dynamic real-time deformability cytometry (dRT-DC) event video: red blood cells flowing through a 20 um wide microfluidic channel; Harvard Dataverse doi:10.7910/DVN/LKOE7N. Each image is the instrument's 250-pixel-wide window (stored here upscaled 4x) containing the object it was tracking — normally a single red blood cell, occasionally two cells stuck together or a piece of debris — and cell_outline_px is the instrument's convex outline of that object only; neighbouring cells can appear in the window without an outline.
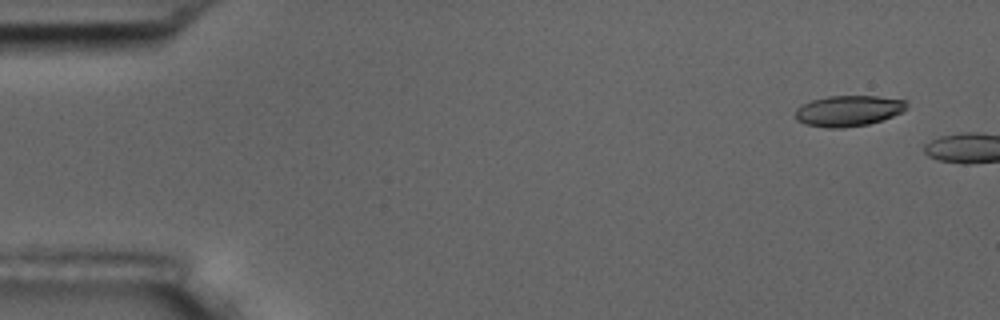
{"species": "common noctule bat (a hibernating species)", "species_latin": "Nyctalus noctula", "temperature_condition": "room temperature", "stored_images_in_passage": 2, "camera_frame_rate_fps": 3000, "um_per_image_px": 0.085, "animal": {"sex": "male", "body_mass_g": 17.5, "forearm_length_mm": 52.3}, "frame": {"image": 1, "passage_image": 1, "time_ms": 0.0, "image_size_px": [1000, 320], "cell_outline_px": [[908, 104], [904, 112], [868, 124], [844, 128], [828, 128], [804, 124], [796, 120], [796, 108], [812, 100], [828, 96], [876, 96], [908, 100]], "centroid_in_image_um": [72.14, 9.42], "position_along_channel_um": 12.9, "area_um2": 20.06}}